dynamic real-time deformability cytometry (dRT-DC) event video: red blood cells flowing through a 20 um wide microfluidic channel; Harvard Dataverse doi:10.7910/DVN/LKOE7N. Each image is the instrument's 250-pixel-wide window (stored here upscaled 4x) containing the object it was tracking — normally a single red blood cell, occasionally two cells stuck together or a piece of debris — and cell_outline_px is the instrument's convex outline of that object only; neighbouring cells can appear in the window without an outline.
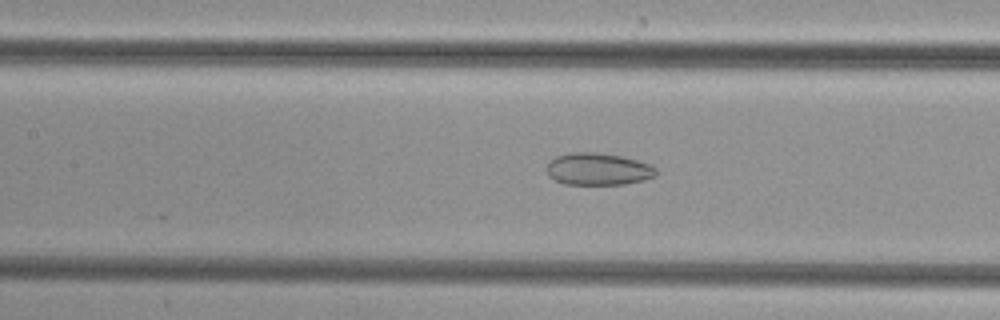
{"species": "common noctule bat (a hibernating species)", "species_latin": "Nyctalus noctula", "temperature_condition": "cold", "stored_images_in_passage": 46, "camera_frame_rate_fps": 3000, "um_per_image_px": 0.085, "animal": {"sex": "female", "body_mass_g": 29.2, "forearm_length_mm": 56.3}, "frame": {"image": 1, "passage_image": 19, "time_ms": 6.0, "image_size_px": [1000, 320], "cell_outline_px": [[656, 176], [644, 180], [624, 184], [564, 184], [548, 176], [544, 168], [556, 156], [572, 152], [592, 152], [620, 156], [636, 160], [648, 164], [656, 168]], "centroid_in_image_um": [50.81, 14.38], "position_along_channel_um": 156.6, "area_um2": 20.4}}
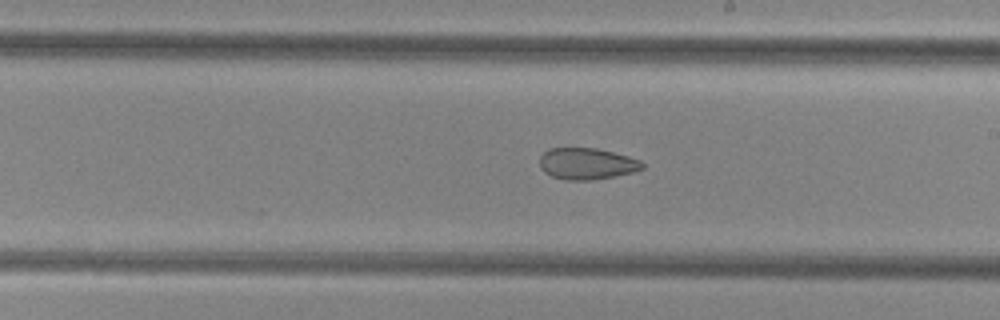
{"frame": {"image": 2, "passage_image": 25, "time_ms": 8.0, "image_size_px": [1000, 320], "cell_outline_px": [[644, 168], [632, 172], [592, 180], [564, 180], [552, 176], [544, 172], [540, 168], [540, 156], [548, 148], [596, 148], [628, 156], [640, 160], [644, 164]], "centroid_in_image_um": [49.85, 13.91], "position_along_channel_um": 239.2, "area_um2": 18.79}}
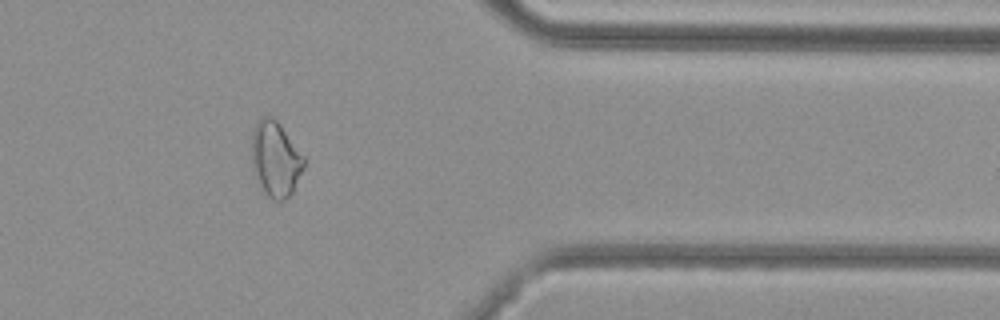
{"frame": {"image": 3, "passage_image": 37, "time_ms": 12.0, "image_size_px": [1000, 320], "cell_outline_px": [[304, 168], [292, 192], [284, 200], [272, 200], [264, 192], [252, 168], [252, 132], [256, 120], [260, 116], [272, 116], [280, 124], [304, 156]], "centroid_in_image_um": [23.4, 13.48], "position_along_channel_um": 388.0, "area_um2": 22.89}}